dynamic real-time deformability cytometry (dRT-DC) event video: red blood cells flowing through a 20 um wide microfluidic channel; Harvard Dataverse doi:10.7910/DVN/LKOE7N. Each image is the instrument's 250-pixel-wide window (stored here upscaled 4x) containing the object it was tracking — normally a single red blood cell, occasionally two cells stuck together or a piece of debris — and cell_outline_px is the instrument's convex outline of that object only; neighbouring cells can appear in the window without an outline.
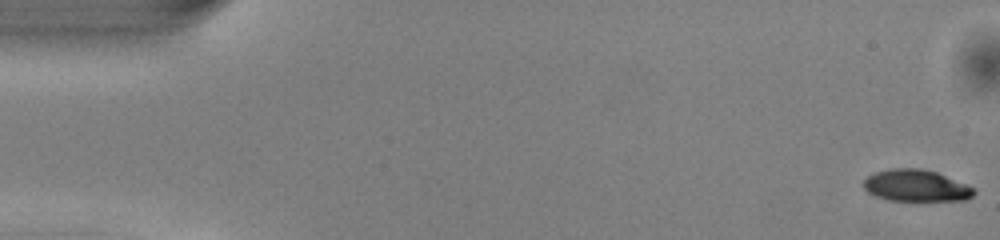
{"species": "common noctule bat (a hibernating species)", "species_latin": "Nyctalus noctula", "temperature_condition": "warm", "stored_images_in_passage": 50, "camera_frame_rate_fps": 3000, "um_per_image_px": 0.085, "animal": {"sex": "male", "body_mass_g": 13.0, "forearm_length_mm": 53.1}, "frame": {"image": 1, "passage_image": 1, "time_ms": 0.0, "image_size_px": [1000, 240], "cell_outline_px": [[976, 192], [972, 196], [964, 200], [888, 200], [876, 196], [868, 192], [864, 188], [864, 180], [868, 176], [876, 172], [892, 168], [920, 168], [936, 172], [976, 188]], "centroid_in_image_um": [77.88, 15.77], "position_along_channel_um": 7.1, "area_um2": 20.23}}
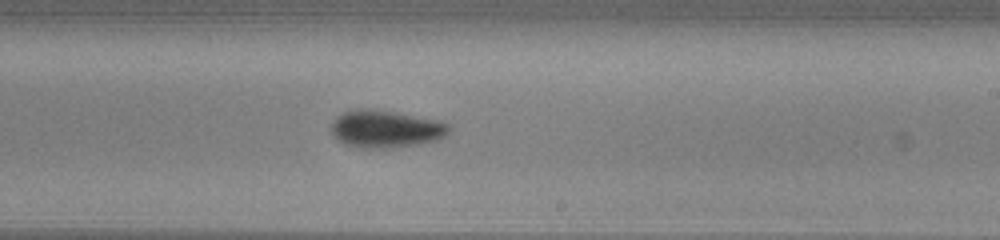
{"frame": {"image": 2, "passage_image": 30, "time_ms": 9.667, "image_size_px": [1000, 240], "cell_outline_px": [[452, 128], [444, 136], [436, 140], [420, 144], [392, 148], [364, 148], [344, 144], [336, 140], [332, 132], [332, 124], [336, 116], [344, 112], [356, 108], [372, 108], [396, 112], [436, 120], [448, 124]], "centroid_in_image_um": [32.76, 10.96], "position_along_channel_um": 256.2, "area_um2": 25.84}}
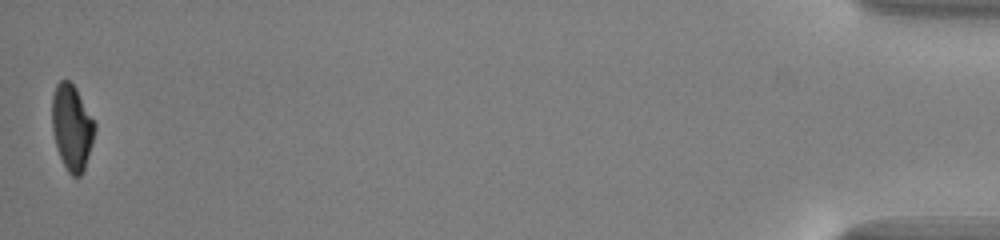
{"frame": {"image": 3, "passage_image": 50, "time_ms": 16.333, "image_size_px": [1000, 240], "cell_outline_px": [[96, 128], [92, 144], [84, 172], [80, 176], [72, 176], [68, 172], [60, 156], [56, 144], [52, 128], [52, 96], [56, 84], [60, 80], [68, 80], [76, 88], [96, 124]], "centroid_in_image_um": [6.12, 10.83], "position_along_channel_um": 429.1, "area_um2": 21.27}, "authors_computed_cell_mechanics": {"area_um2": 23.3512, "velocity_mm_per_s": 4.0997, "shape_relaxation_time_tau1_ms": 2.9787, "shape_relaxation_time_tau2_ms": 5.104, "deformation_change_tau1": 0.1354, "deformation_change_tau2": 0.0971}}